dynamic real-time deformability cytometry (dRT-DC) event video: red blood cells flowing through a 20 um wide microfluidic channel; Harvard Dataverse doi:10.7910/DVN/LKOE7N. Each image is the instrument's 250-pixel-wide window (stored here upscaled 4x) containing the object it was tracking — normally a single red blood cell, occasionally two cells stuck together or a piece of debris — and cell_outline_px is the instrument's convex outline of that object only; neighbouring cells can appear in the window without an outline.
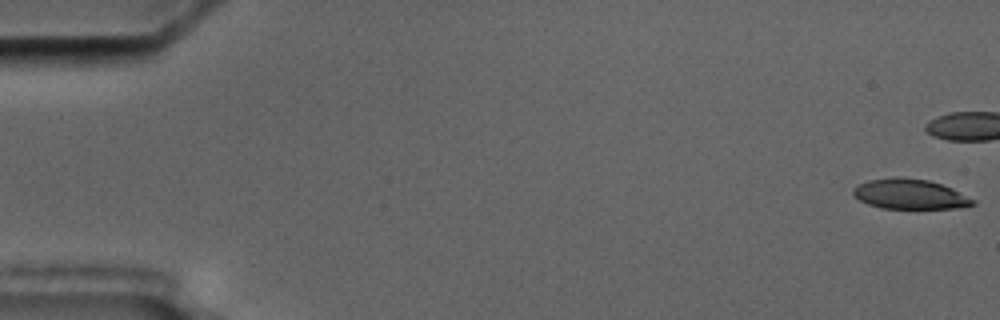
{"species": "common noctule bat (a hibernating species)", "species_latin": "Nyctalus noctula", "temperature_condition": "cold", "stored_images_in_passage": 6, "camera_frame_rate_fps": 3000, "um_per_image_px": 0.085, "animal": {"sex": "male", "body_mass_g": 17.5, "forearm_length_mm": 52.3}, "frame": {"image": 1, "passage_image": 1, "time_ms": 0.0, "image_size_px": [1000, 320], "cell_outline_px": [[976, 204], [956, 208], [880, 208], [868, 204], [860, 200], [852, 192], [852, 188], [856, 184], [868, 180], [904, 176], [928, 180], [952, 188], [976, 200]], "centroid_in_image_um": [77.33, 16.49], "position_along_channel_um": 7.7, "area_um2": 20.98}}
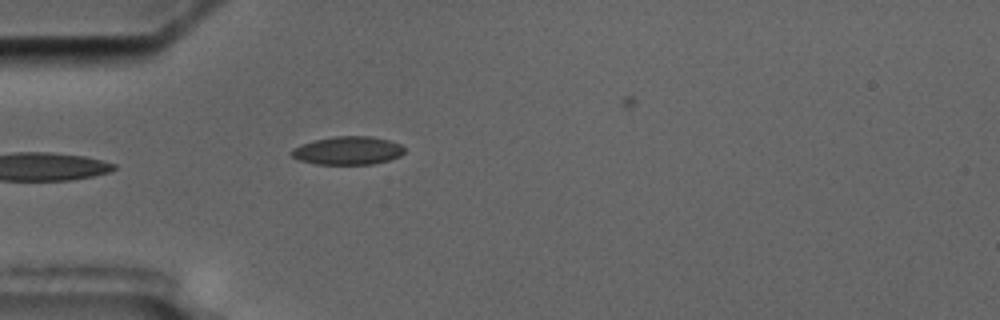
{"frame": {"image": 2, "passage_image": 6, "time_ms": 6.333, "image_size_px": [1000, 320], "cell_outline_px": [[404, 152], [400, 156], [388, 160], [372, 164], [316, 164], [300, 160], [292, 156], [288, 152], [292, 148], [300, 144], [316, 140], [336, 136], [372, 136], [388, 140], [400, 144], [404, 148]], "centroid_in_image_um": [29.54, 12.8], "position_along_channel_um": 55.5, "area_um2": 18.55}}